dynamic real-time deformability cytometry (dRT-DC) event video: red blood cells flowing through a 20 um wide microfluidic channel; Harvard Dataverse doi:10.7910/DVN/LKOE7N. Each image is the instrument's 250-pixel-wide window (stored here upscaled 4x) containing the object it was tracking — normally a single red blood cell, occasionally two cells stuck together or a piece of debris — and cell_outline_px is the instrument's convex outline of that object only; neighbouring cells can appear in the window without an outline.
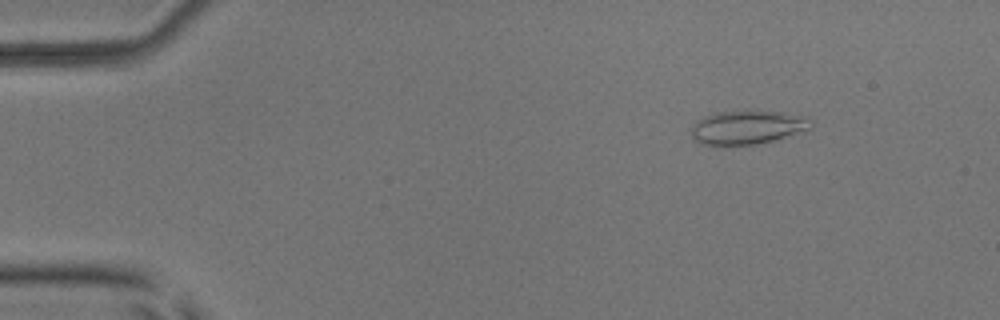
{"species": "common noctule bat (a hibernating species)", "species_latin": "Nyctalus noctula", "temperature_condition": "room temperature", "stored_images_in_passage": 50, "camera_frame_rate_fps": 3000, "um_per_image_px": 0.085, "animal": {"sex": "male", "body_mass_g": 17.9, "forearm_length_mm": 54.2}, "frame": {"image": 1, "passage_image": 7, "time_ms": 2.0, "image_size_px": [1000, 320], "cell_outline_px": [[812, 128], [776, 140], [760, 144], [724, 148], [700, 144], [692, 140], [692, 124], [696, 120], [704, 116], [716, 112], [784, 112], [808, 116], [812, 120]], "centroid_in_image_um": [63.5, 10.88], "position_along_channel_um": 21.5, "area_um2": 24.33}}
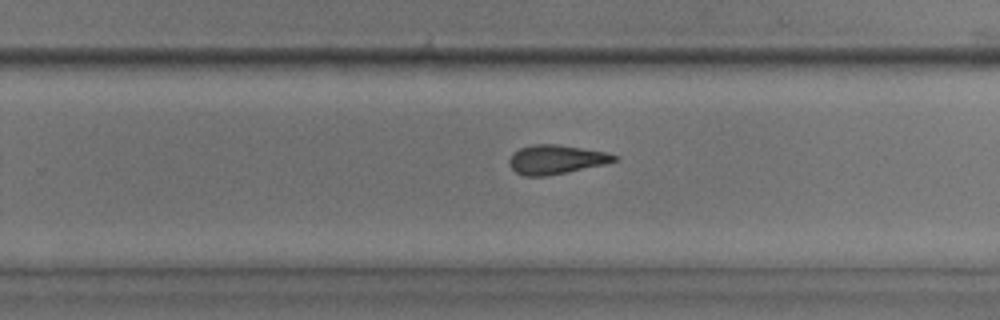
{"frame": {"image": 2, "passage_image": 34, "time_ms": 11.0, "image_size_px": [1000, 320], "cell_outline_px": [[620, 160], [604, 164], [568, 172], [544, 176], [524, 176], [516, 172], [508, 164], [508, 160], [512, 152], [520, 148], [532, 144], [556, 144], [608, 152], [620, 156]], "centroid_in_image_um": [47.28, 13.55], "position_along_channel_um": 282.5, "area_um2": 18.03}}
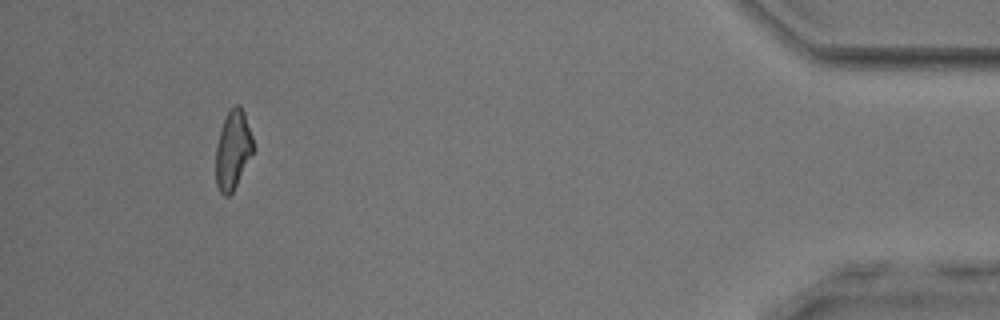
{"frame": {"image": 3, "passage_image": 49, "time_ms": 16.0, "image_size_px": [1000, 320], "cell_outline_px": [[256, 148], [232, 192], [228, 196], [224, 196], [220, 192], [216, 184], [216, 144], [224, 120], [228, 112], [236, 104], [240, 104], [244, 112]], "centroid_in_image_um": [19.81, 12.75], "position_along_channel_um": 415.4, "area_um2": 17.17}}